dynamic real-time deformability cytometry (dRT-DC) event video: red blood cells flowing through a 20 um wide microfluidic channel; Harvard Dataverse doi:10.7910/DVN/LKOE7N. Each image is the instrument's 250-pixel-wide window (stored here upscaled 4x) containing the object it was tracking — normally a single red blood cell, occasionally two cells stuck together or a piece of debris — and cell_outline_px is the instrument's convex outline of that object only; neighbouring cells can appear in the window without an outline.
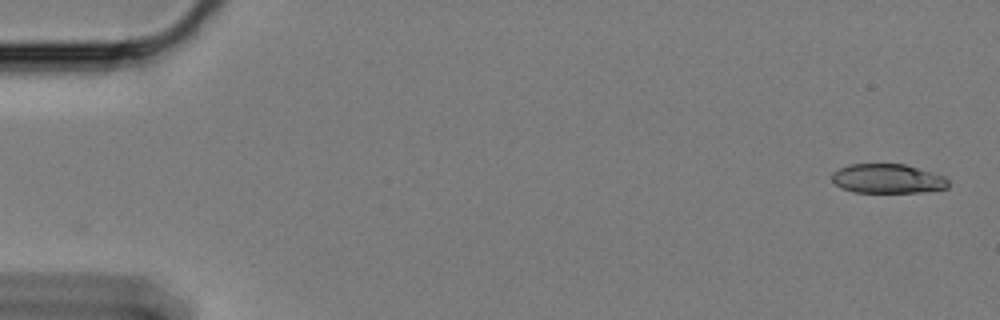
{"species": "Egyptian fruit bat (a non-hibernating species)", "species_latin": "Rousettus aegyptiacus", "temperature_condition": "cold", "stored_images_in_passage": 59, "camera_frame_rate_fps": 3000, "um_per_image_px": 0.085, "animal": {"sex": "female"}, "frame": {"image": 1, "passage_image": 1, "time_ms": 0.0, "image_size_px": [1000, 320], "cell_outline_px": [[948, 188], [920, 192], [856, 192], [840, 188], [832, 180], [832, 172], [848, 164], [904, 164], [944, 176], [948, 180]], "centroid_in_image_um": [75.42, 15.19], "position_along_channel_um": 9.6, "area_um2": 19.77}}
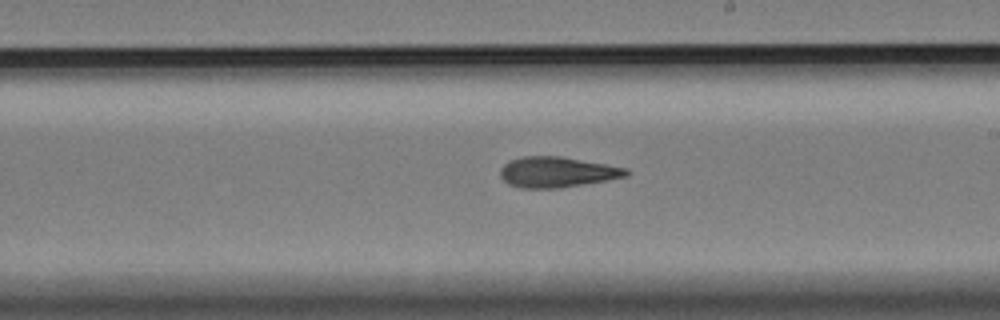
{"frame": {"image": 2, "passage_image": 34, "time_ms": 11.0, "image_size_px": [1000, 320], "cell_outline_px": [[632, 172], [628, 176], [584, 184], [560, 188], [520, 188], [508, 184], [500, 176], [500, 168], [508, 160], [524, 156], [560, 156], [628, 168]], "centroid_in_image_um": [47.35, 14.63], "position_along_channel_um": 241.7, "area_um2": 22.54}}
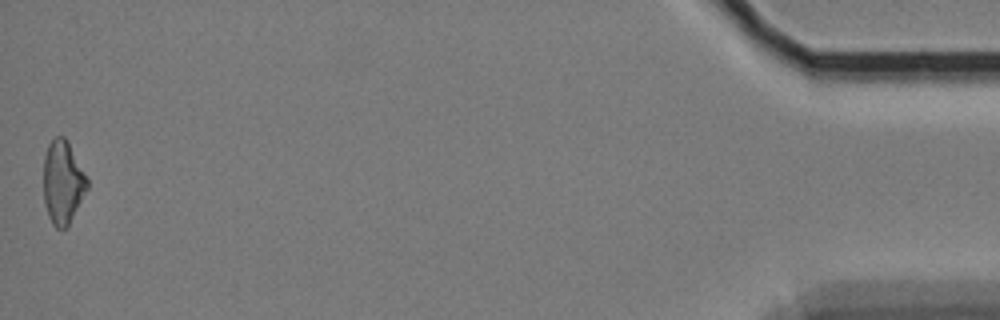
{"frame": {"image": 3, "passage_image": 59, "time_ms": 19.333, "image_size_px": [1000, 320], "cell_outline_px": [[88, 188], [68, 228], [56, 228], [52, 224], [48, 216], [44, 200], [44, 156], [48, 144], [56, 136], [64, 136], [88, 180]], "centroid_in_image_um": [5.33, 15.54], "position_along_channel_um": 429.9, "area_um2": 21.04}, "authors_computed_cell_mechanics": {"area_um2": 21.7906, "velocity_mm_per_s": 3.3284, "shape_relaxation_time_tau1_ms": null, "shape_relaxation_time_tau2_ms": 7.6969, "deformation_change_tau1": null, "deformation_change_tau2": 0.1807}}